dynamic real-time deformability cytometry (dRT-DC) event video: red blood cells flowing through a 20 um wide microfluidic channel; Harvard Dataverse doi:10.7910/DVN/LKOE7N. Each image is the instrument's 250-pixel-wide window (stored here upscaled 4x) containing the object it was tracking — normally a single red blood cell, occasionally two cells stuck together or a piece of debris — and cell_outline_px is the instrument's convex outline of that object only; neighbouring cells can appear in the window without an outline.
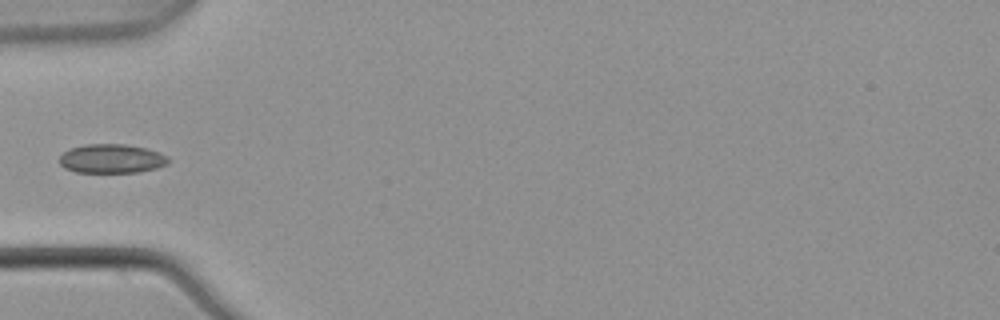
{"species": "common noctule bat (a hibernating species)", "species_latin": "Nyctalus noctula", "temperature_condition": "warm", "stored_images_in_passage": 1, "camera_frame_rate_fps": 3000, "um_per_image_px": 0.085, "animal": {"sex": "male", "body_mass_g": 21.5, "forearm_length_mm": 52.0}, "frame": {"image": 1, "passage_image": 1, "time_ms": 0.0, "image_size_px": [1000, 320], "cell_outline_px": [[172, 160], [168, 164], [156, 168], [140, 172], [76, 172], [64, 168], [60, 164], [60, 156], [64, 152], [72, 148], [84, 144], [124, 144], [144, 148], [160, 152], [168, 156]], "centroid_in_image_um": [9.53, 13.49], "position_along_channel_um": 75.5, "area_um2": 18.5}}